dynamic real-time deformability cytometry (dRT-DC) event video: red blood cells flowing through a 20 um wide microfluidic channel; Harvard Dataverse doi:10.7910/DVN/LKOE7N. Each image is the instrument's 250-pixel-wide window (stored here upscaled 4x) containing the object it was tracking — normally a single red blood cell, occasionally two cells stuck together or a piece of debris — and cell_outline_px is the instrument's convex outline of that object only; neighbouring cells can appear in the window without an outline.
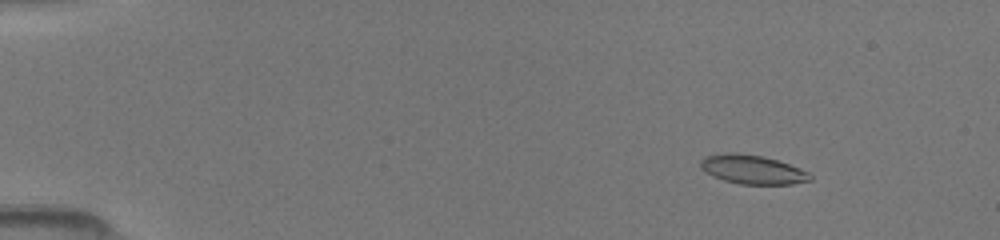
{"species": "common noctule bat (a hibernating species)", "species_latin": "Nyctalus noctula", "temperature_condition": "room temperature", "stored_images_in_passage": 36, "camera_frame_rate_fps": 3000, "um_per_image_px": 0.085, "animal": {"sex": "female", "body_mass_g": 19.5, "forearm_length_mm": 54.1}, "frame": {"image": 1, "passage_image": 7, "time_ms": 2.0, "image_size_px": [1000, 240], "cell_outline_px": [[812, 180], [792, 184], [740, 184], [724, 180], [712, 176], [700, 168], [700, 160], [704, 156], [724, 152], [736, 152], [764, 156], [800, 168], [808, 172], [812, 176]], "centroid_in_image_um": [63.92, 14.4], "position_along_channel_um": 21.1, "area_um2": 18.67}}
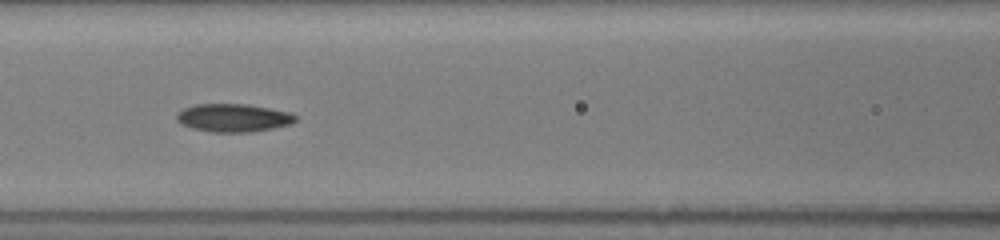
{"frame": {"image": 2, "passage_image": 23, "time_ms": 7.667, "image_size_px": [1000, 240], "cell_outline_px": [[296, 120], [292, 124], [252, 132], [212, 132], [192, 128], [176, 120], [176, 112], [192, 104], [248, 104], [292, 112], [296, 116]], "centroid_in_image_um": [19.84, 10.0], "position_along_channel_um": 146.8, "area_um2": 19.59}}
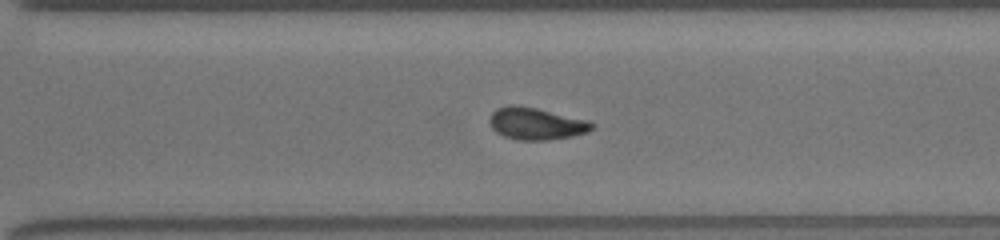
{"frame": {"image": 3, "passage_image": 36, "time_ms": 12.0, "image_size_px": [1000, 240], "cell_outline_px": [[596, 124], [588, 132], [572, 136], [548, 140], [516, 140], [504, 136], [496, 132], [492, 128], [488, 120], [492, 112], [496, 108], [512, 104], [516, 104], [536, 108], [588, 120]], "centroid_in_image_um": [45.55, 10.51], "position_along_channel_um": 325.1, "area_um2": 19.25}}